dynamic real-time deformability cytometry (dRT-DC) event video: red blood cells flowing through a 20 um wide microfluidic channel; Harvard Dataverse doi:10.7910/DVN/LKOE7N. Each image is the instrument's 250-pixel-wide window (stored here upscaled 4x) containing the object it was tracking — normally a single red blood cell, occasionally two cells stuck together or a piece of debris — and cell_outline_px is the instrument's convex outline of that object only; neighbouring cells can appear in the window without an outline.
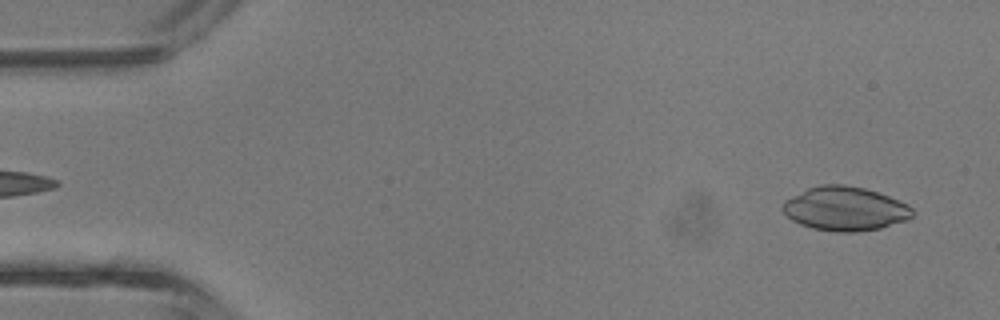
{"species": "common noctule bat (a hibernating species)", "species_latin": "Nyctalus noctula", "temperature_condition": "room temperature", "stored_images_in_passage": 40, "camera_frame_rate_fps": 3000, "um_per_image_px": 0.085, "animal": {"sex": "male", "body_mass_g": 13.3}, "frame": {"image": 1, "passage_image": 2, "time_ms": 0.333, "image_size_px": [1000, 320], "cell_outline_px": [[912, 216], [908, 220], [880, 228], [856, 232], [836, 232], [812, 228], [800, 224], [792, 220], [780, 208], [784, 200], [808, 188], [820, 184], [844, 184], [864, 188], [888, 196], [908, 204], [912, 208]], "centroid_in_image_um": [71.81, 17.74], "position_along_channel_um": 13.2, "area_um2": 33.29}}
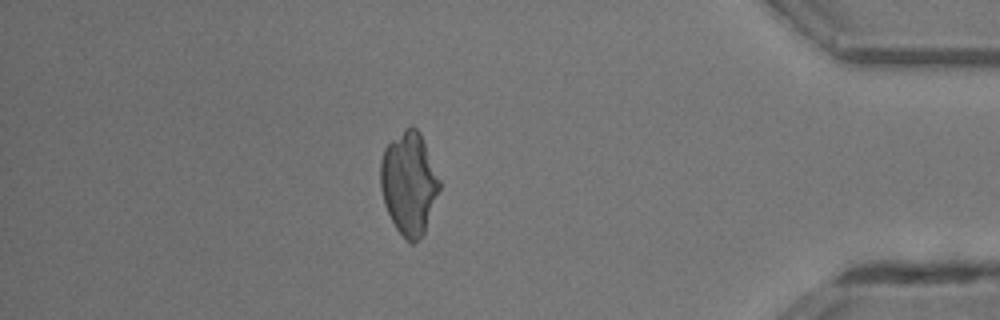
{"frame": {"image": 2, "passage_image": 35, "time_ms": 11.333, "image_size_px": [1000, 320], "cell_outline_px": [[440, 188], [424, 232], [412, 244], [396, 228], [384, 204], [380, 188], [380, 160], [384, 148], [404, 128], [412, 124], [420, 132], [440, 180]], "centroid_in_image_um": [34.74, 15.53], "position_along_channel_um": 400.5, "area_um2": 34.97}}